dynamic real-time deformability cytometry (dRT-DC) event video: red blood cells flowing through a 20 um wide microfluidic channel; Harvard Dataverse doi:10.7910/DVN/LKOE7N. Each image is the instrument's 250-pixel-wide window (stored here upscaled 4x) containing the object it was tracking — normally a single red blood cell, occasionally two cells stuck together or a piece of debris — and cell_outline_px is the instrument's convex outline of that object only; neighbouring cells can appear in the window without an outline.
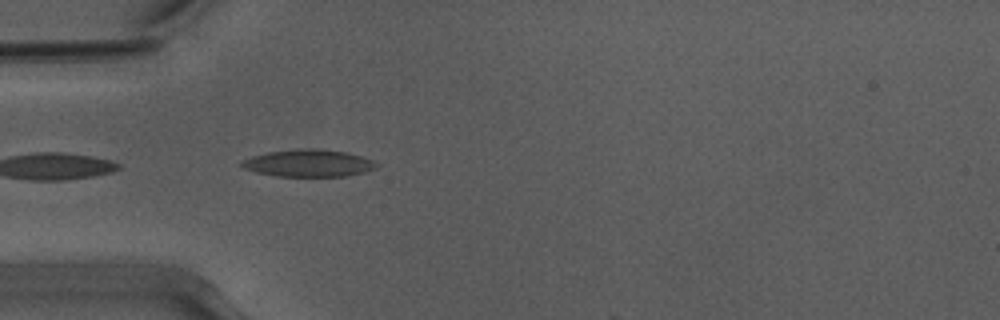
{"species": "Egyptian fruit bat (a non-hibernating species)", "species_latin": "Rousettus aegyptiacus", "temperature_condition": "warm", "stored_images_in_passage": 5, "camera_frame_rate_fps": 3000, "um_per_image_px": 0.085, "animal": {"sex": "male"}, "frame": {"image": 1, "passage_image": 2, "time_ms": 0.333, "image_size_px": [1000, 320], "cell_outline_px": [[380, 164], [376, 168], [364, 172], [344, 176], [276, 176], [256, 172], [244, 168], [240, 164], [244, 160], [252, 156], [268, 152], [296, 148], [316, 148], [344, 152], [360, 156], [372, 160]], "centroid_in_image_um": [26.23, 13.86], "position_along_channel_um": 58.8, "area_um2": 21.27}}